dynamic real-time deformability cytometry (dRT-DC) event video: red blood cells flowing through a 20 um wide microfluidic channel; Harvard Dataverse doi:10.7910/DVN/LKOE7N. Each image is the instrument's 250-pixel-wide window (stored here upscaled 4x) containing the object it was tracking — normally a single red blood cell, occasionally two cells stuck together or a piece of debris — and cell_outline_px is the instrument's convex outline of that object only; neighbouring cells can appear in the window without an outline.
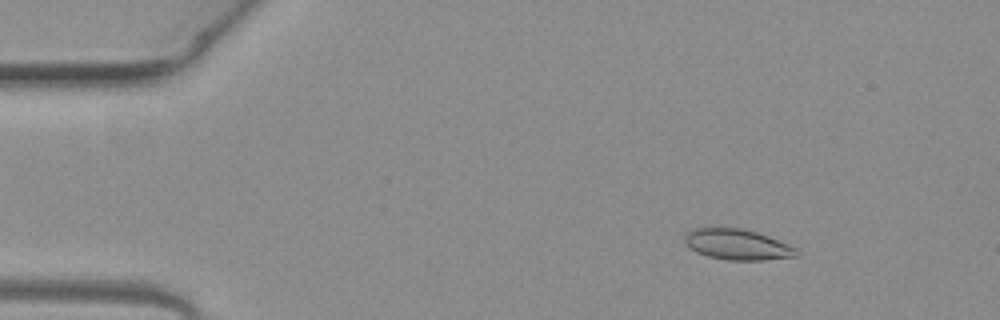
{"species": "common noctule bat (a hibernating species)", "species_latin": "Nyctalus noctula", "temperature_condition": "warm", "stored_images_in_passage": 4, "camera_frame_rate_fps": 3000, "um_per_image_px": 0.085, "animal": {"sex": "female", "body_mass_g": 19.3, "forearm_length_mm": 54.1}, "frame": {"image": 1, "passage_image": 2, "time_ms": 0.333, "image_size_px": [1000, 320], "cell_outline_px": [[800, 252], [796, 256], [764, 260], [728, 260], [708, 256], [696, 252], [684, 240], [684, 236], [692, 228], [740, 228], [756, 232], [768, 236], [788, 244], [796, 248]], "centroid_in_image_um": [62.69, 20.78], "position_along_channel_um": 22.3, "area_um2": 19.77}}